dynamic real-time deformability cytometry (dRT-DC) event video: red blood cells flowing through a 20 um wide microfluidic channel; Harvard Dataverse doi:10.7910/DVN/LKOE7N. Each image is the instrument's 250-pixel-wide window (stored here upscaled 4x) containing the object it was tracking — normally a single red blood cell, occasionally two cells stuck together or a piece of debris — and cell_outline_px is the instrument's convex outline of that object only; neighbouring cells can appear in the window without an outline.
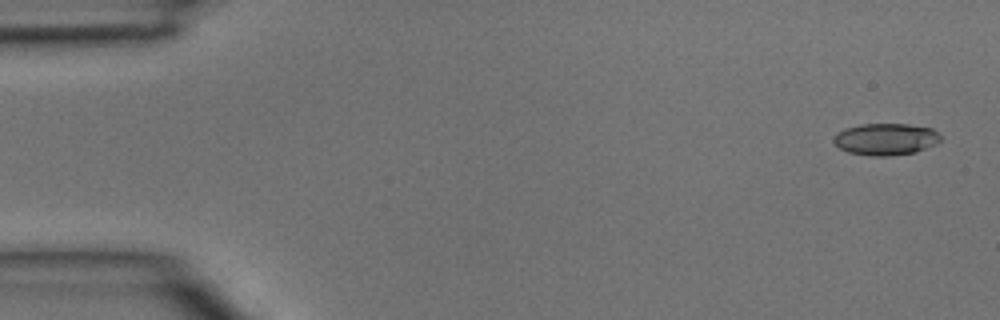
{"species": "common noctule bat (a hibernating species)", "species_latin": "Nyctalus noctula", "temperature_condition": "room temperature", "stored_images_in_passage": 4, "segment_of_instrument_passage": [2, 2], "camera_frame_rate_fps": 3000, "um_per_image_px": 0.085, "animal": {"sex": "male", "body_mass_g": 15.6}, "frame": {"image": 1, "passage_image": 4, "time_ms": 1.0, "image_size_px": [1000, 320], "cell_outline_px": [[940, 140], [936, 144], [916, 152], [892, 156], [872, 156], [848, 152], [840, 148], [832, 140], [832, 136], [836, 132], [844, 128], [860, 124], [908, 124], [932, 128], [940, 136]], "centroid_in_image_um": [75.25, 11.83], "position_along_channel_um": 9.7, "area_um2": 20.0}}